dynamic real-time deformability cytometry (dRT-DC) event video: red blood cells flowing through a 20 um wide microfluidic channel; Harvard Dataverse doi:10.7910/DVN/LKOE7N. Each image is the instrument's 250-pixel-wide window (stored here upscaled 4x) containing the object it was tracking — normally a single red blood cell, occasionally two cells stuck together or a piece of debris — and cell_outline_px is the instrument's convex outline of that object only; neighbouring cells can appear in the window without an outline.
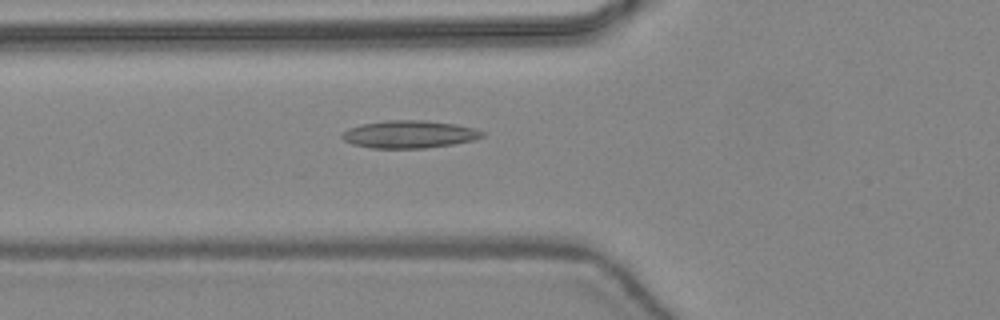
{"species": "common noctule bat (a hibernating species)", "species_latin": "Nyctalus noctula", "temperature_condition": "warm", "stored_images_in_passage": 47, "camera_frame_rate_fps": 3000, "um_per_image_px": 0.085, "animal": {"sex": "female", "body_mass_g": 24.6, "forearm_length_mm": 56.2}, "frame": {"image": 1, "passage_image": 18, "time_ms": 5.667, "image_size_px": [1000, 320], "cell_outline_px": [[484, 136], [476, 140], [452, 144], [424, 148], [372, 148], [352, 144], [344, 140], [340, 136], [348, 128], [360, 124], [388, 120], [424, 120], [456, 124], [476, 128], [484, 132]], "centroid_in_image_um": [34.81, 11.41], "position_along_channel_um": 91.0, "area_um2": 22.66}}
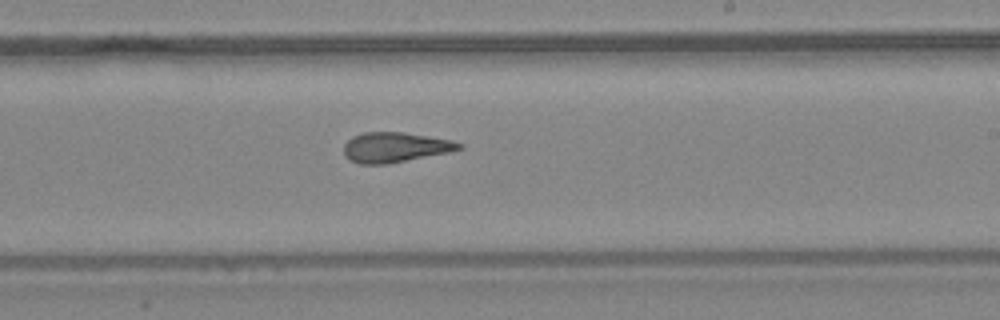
{"frame": {"image": 2, "passage_image": 29, "time_ms": 9.333, "image_size_px": [1000, 320], "cell_outline_px": [[464, 148], [448, 152], [388, 164], [360, 164], [348, 160], [344, 156], [344, 144], [352, 136], [364, 132], [404, 132], [452, 140], [464, 144]], "centroid_in_image_um": [33.56, 12.52], "position_along_channel_um": 255.4, "area_um2": 20.29}}
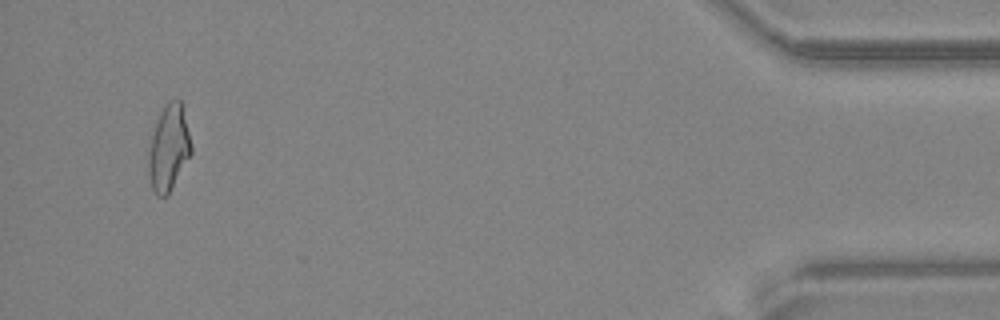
{"frame": {"image": 3, "passage_image": 45, "time_ms": 14.667, "image_size_px": [1000, 320], "cell_outline_px": [[192, 152], [168, 196], [156, 196], [152, 188], [148, 172], [148, 160], [152, 136], [156, 120], [160, 112], [168, 100], [180, 100], [192, 148]], "centroid_in_image_um": [14.33, 12.62], "position_along_channel_um": 420.9, "area_um2": 21.04}, "authors_computed_cell_mechanics": {"area_um2": 21.0392, "velocity_mm_per_s": 4.4651, "shape_relaxation_time_tau1_ms": null, "shape_relaxation_time_tau2_ms": 1.7588, "deformation_change_tau1": null, "deformation_change_tau2": 0.1095}}